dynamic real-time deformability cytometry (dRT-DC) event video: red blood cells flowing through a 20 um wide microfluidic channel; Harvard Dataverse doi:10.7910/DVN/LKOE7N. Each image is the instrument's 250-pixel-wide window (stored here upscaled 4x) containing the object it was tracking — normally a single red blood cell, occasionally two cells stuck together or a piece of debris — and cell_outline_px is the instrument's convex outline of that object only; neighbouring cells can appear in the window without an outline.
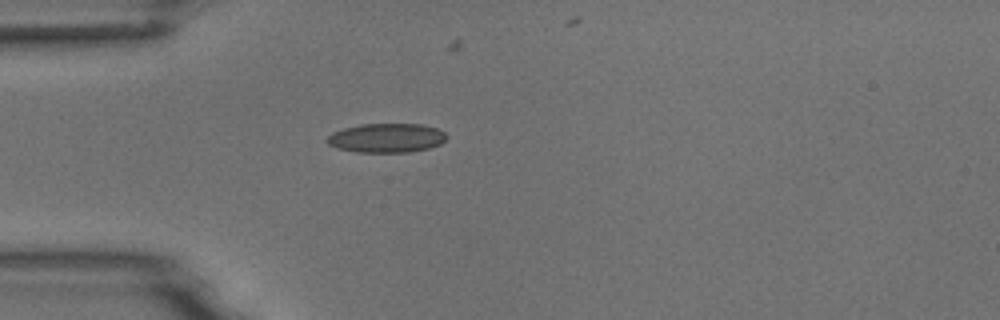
{"species": "common noctule bat (a hibernating species)", "species_latin": "Nyctalus noctula", "temperature_condition": "room temperature", "stored_images_in_passage": 2, "camera_frame_rate_fps": 3000, "um_per_image_px": 0.085, "animal": {"sex": "male", "body_mass_g": 18.8}, "frame": {"image": 1, "passage_image": 1, "time_ms": 0.0, "image_size_px": [1000, 320], "cell_outline_px": [[448, 136], [440, 144], [428, 148], [408, 152], [356, 152], [340, 148], [328, 144], [328, 136], [332, 132], [344, 128], [360, 124], [420, 124], [436, 128], [444, 132]], "centroid_in_image_um": [32.86, 11.72], "position_along_channel_um": 52.1, "area_um2": 20.11}}